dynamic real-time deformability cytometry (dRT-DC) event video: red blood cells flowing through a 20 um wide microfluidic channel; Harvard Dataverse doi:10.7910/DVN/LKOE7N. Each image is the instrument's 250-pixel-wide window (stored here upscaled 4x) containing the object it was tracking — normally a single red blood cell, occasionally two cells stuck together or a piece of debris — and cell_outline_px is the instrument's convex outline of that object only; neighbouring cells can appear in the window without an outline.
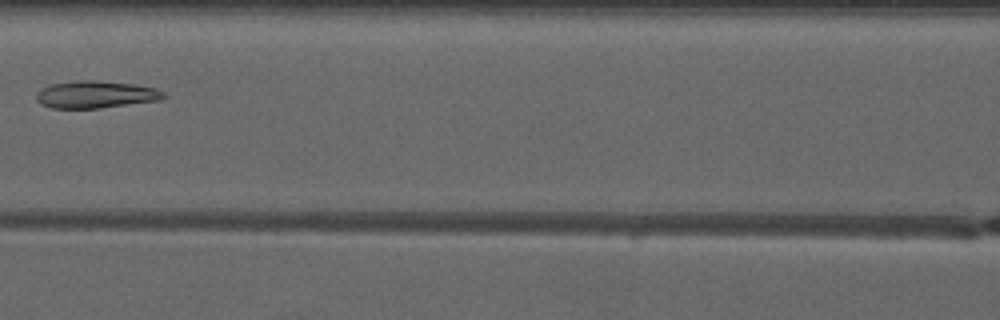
{"species": "common noctule bat (a hibernating species)", "species_latin": "Nyctalus noctula", "temperature_condition": "warm", "stored_images_in_passage": 3, "camera_frame_rate_fps": 3000, "um_per_image_px": 0.085, "animal": {"sex": "male", "forearm_length_mm": 52.5}, "frame": {"image": 1, "passage_image": 3, "time_ms": 2.333, "image_size_px": [1000, 320], "cell_outline_px": [[168, 96], [160, 100], [100, 108], [52, 108], [40, 104], [36, 100], [36, 92], [40, 88], [52, 84], [76, 80], [88, 80], [132, 84], [156, 88], [164, 92]], "centroid_in_image_um": [8.11, 8.04], "position_along_channel_um": 158.5, "area_um2": 20.23}}